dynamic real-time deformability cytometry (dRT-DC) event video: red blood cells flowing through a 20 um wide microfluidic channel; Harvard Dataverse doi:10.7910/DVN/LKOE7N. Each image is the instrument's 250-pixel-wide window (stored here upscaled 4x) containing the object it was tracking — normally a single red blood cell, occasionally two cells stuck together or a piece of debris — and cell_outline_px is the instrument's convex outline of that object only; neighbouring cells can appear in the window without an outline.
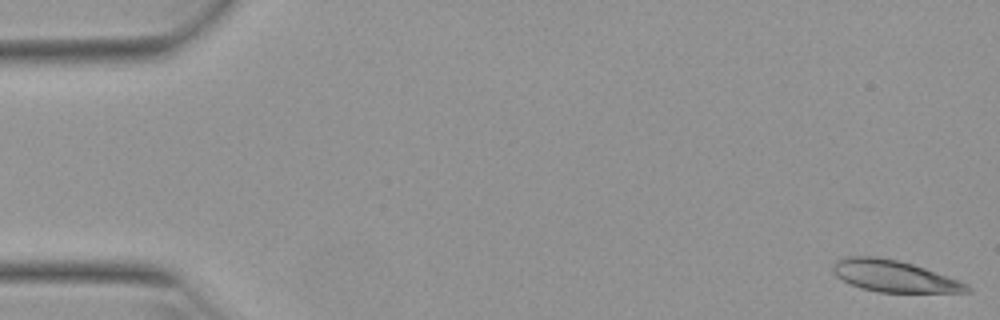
{"species": "Egyptian fruit bat (a non-hibernating species)", "species_latin": "Rousettus aegyptiacus", "temperature_condition": "warm", "stored_images_in_passage": 13, "camera_frame_rate_fps": 3000, "um_per_image_px": 0.085, "animal": {"sex": "female"}, "frame": {"image": 1, "passage_image": 1, "time_ms": 0.0, "image_size_px": [1000, 320], "cell_outline_px": [[972, 292], [880, 292], [860, 288], [836, 276], [832, 272], [832, 264], [836, 260], [848, 256], [876, 256], [896, 260], [912, 264], [960, 280], [968, 284], [972, 288]], "centroid_in_image_um": [76.0, 23.47], "position_along_channel_um": 9.0, "area_um2": 24.62}}